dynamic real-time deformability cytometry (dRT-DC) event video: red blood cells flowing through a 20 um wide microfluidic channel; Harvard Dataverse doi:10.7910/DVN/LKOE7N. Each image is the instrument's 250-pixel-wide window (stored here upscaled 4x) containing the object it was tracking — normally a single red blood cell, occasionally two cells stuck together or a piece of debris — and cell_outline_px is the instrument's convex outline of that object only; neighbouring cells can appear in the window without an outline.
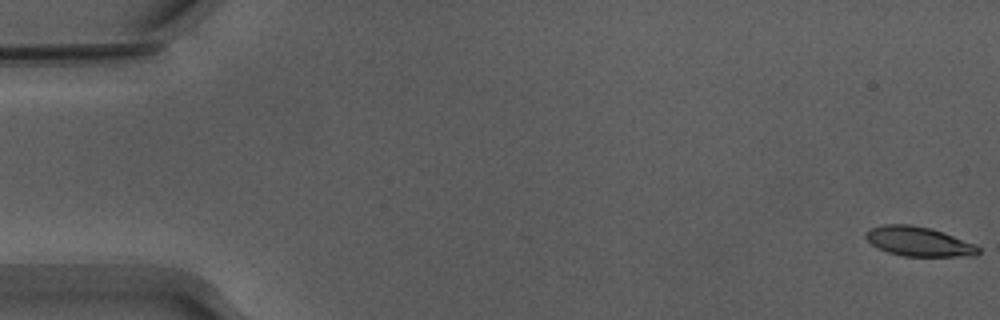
{"species": "Egyptian fruit bat (a non-hibernating species)", "species_latin": "Rousettus aegyptiacus", "temperature_condition": "warm", "stored_images_in_passage": 10, "camera_frame_rate_fps": 3000, "um_per_image_px": 0.085, "animal": {"sex": "male"}, "frame": {"image": 1, "passage_image": 1, "time_ms": 0.0, "image_size_px": [1000, 320], "cell_outline_px": [[980, 252], [976, 256], [904, 256], [888, 252], [876, 248], [864, 236], [864, 232], [872, 228], [884, 224], [912, 224], [944, 232], [976, 244], [980, 248]], "centroid_in_image_um": [78.1, 20.53], "position_along_channel_um": 6.9, "area_um2": 19.48}}